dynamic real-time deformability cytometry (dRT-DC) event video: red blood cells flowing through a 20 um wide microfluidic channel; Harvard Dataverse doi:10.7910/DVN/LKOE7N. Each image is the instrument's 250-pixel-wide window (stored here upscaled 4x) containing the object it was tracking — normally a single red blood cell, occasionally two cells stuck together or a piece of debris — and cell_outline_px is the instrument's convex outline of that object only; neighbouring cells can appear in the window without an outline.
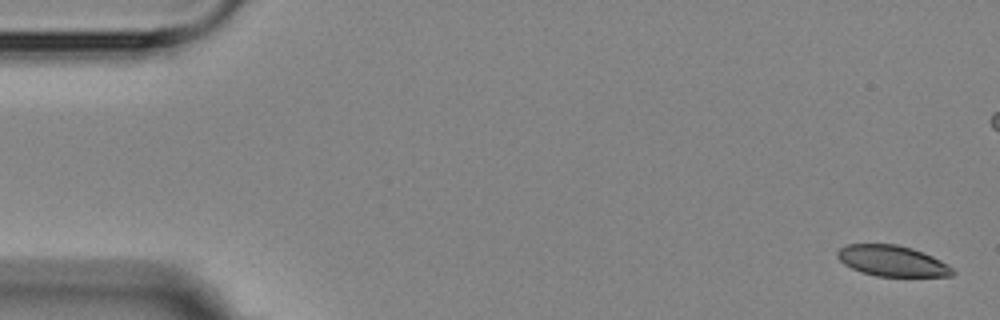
{"species": "Egyptian fruit bat (a non-hibernating species)", "species_latin": "Rousettus aegyptiacus", "temperature_condition": "room temperature", "stored_images_in_passage": 7, "segment_of_instrument_passage": [1, 2], "camera_frame_rate_fps": 3000, "um_per_image_px": 0.085, "animal": {"sex": "female"}, "frame": {"image": 1, "passage_image": 1, "time_ms": 0.0, "image_size_px": [1000, 320], "cell_outline_px": [[956, 272], [952, 276], [876, 276], [860, 272], [844, 264], [836, 256], [836, 252], [840, 248], [848, 244], [896, 244], [912, 248], [924, 252], [948, 264]], "centroid_in_image_um": [75.83, 22.17], "position_along_channel_um": 9.2, "area_um2": 20.75}}
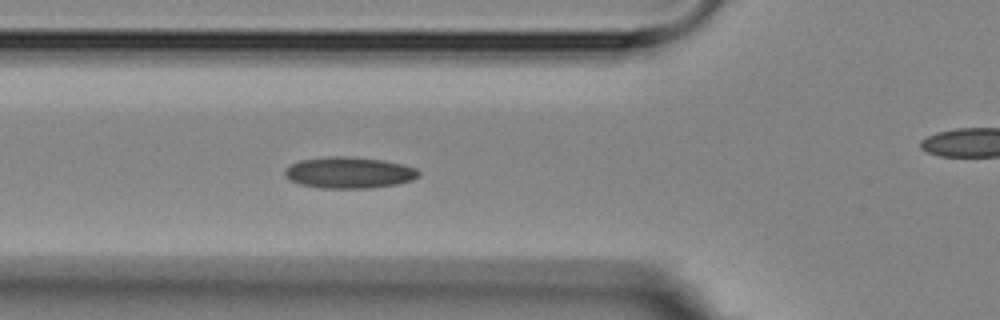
{"frame": {"image": 2, "passage_image": 6, "time_ms": 6.0, "image_size_px": [1000, 320], "cell_outline_px": [[420, 176], [412, 180], [396, 184], [372, 188], [320, 188], [300, 184], [288, 180], [284, 176], [284, 168], [300, 160], [328, 156], [352, 156], [384, 160], [416, 168], [420, 172]], "centroid_in_image_um": [29.64, 14.67], "position_along_channel_um": 96.2, "area_um2": 24.68}}